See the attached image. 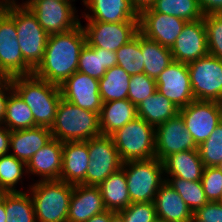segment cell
<instances>
[{"label":"cell","instance_id":"1","mask_svg":"<svg viewBox=\"0 0 222 222\" xmlns=\"http://www.w3.org/2000/svg\"><path fill=\"white\" fill-rule=\"evenodd\" d=\"M86 36L80 23L77 27L48 36L44 58L33 74L47 82L60 85L77 71Z\"/></svg>","mask_w":222,"mask_h":222},{"label":"cell","instance_id":"2","mask_svg":"<svg viewBox=\"0 0 222 222\" xmlns=\"http://www.w3.org/2000/svg\"><path fill=\"white\" fill-rule=\"evenodd\" d=\"M13 89L31 109L34 127L51 128L58 104L62 98L60 86L36 77L34 74L10 79Z\"/></svg>","mask_w":222,"mask_h":222},{"label":"cell","instance_id":"3","mask_svg":"<svg viewBox=\"0 0 222 222\" xmlns=\"http://www.w3.org/2000/svg\"><path fill=\"white\" fill-rule=\"evenodd\" d=\"M27 191L33 203L36 222H67L73 184L62 180H35Z\"/></svg>","mask_w":222,"mask_h":222},{"label":"cell","instance_id":"4","mask_svg":"<svg viewBox=\"0 0 222 222\" xmlns=\"http://www.w3.org/2000/svg\"><path fill=\"white\" fill-rule=\"evenodd\" d=\"M50 131L52 137L61 142L88 141L101 135L99 114L61 98Z\"/></svg>","mask_w":222,"mask_h":222},{"label":"cell","instance_id":"5","mask_svg":"<svg viewBox=\"0 0 222 222\" xmlns=\"http://www.w3.org/2000/svg\"><path fill=\"white\" fill-rule=\"evenodd\" d=\"M15 21L17 40L24 61L35 70L44 58L48 34L38 23L35 14L20 2L3 8Z\"/></svg>","mask_w":222,"mask_h":222},{"label":"cell","instance_id":"6","mask_svg":"<svg viewBox=\"0 0 222 222\" xmlns=\"http://www.w3.org/2000/svg\"><path fill=\"white\" fill-rule=\"evenodd\" d=\"M110 136L123 163L156 158L155 127L139 116Z\"/></svg>","mask_w":222,"mask_h":222},{"label":"cell","instance_id":"7","mask_svg":"<svg viewBox=\"0 0 222 222\" xmlns=\"http://www.w3.org/2000/svg\"><path fill=\"white\" fill-rule=\"evenodd\" d=\"M131 203L154 202L165 182L163 162L157 158L132 160L122 164Z\"/></svg>","mask_w":222,"mask_h":222},{"label":"cell","instance_id":"8","mask_svg":"<svg viewBox=\"0 0 222 222\" xmlns=\"http://www.w3.org/2000/svg\"><path fill=\"white\" fill-rule=\"evenodd\" d=\"M74 1L41 0L24 1L22 4L35 14L46 33L52 35L69 31L81 23Z\"/></svg>","mask_w":222,"mask_h":222},{"label":"cell","instance_id":"9","mask_svg":"<svg viewBox=\"0 0 222 222\" xmlns=\"http://www.w3.org/2000/svg\"><path fill=\"white\" fill-rule=\"evenodd\" d=\"M14 19L0 9V76L11 79L33 74L34 70L24 61Z\"/></svg>","mask_w":222,"mask_h":222},{"label":"cell","instance_id":"10","mask_svg":"<svg viewBox=\"0 0 222 222\" xmlns=\"http://www.w3.org/2000/svg\"><path fill=\"white\" fill-rule=\"evenodd\" d=\"M187 66L195 100L222 103V59L208 54Z\"/></svg>","mask_w":222,"mask_h":222},{"label":"cell","instance_id":"11","mask_svg":"<svg viewBox=\"0 0 222 222\" xmlns=\"http://www.w3.org/2000/svg\"><path fill=\"white\" fill-rule=\"evenodd\" d=\"M89 166L86 185L98 186L112 173L122 167L123 162L111 136L99 135L87 141Z\"/></svg>","mask_w":222,"mask_h":222},{"label":"cell","instance_id":"12","mask_svg":"<svg viewBox=\"0 0 222 222\" xmlns=\"http://www.w3.org/2000/svg\"><path fill=\"white\" fill-rule=\"evenodd\" d=\"M184 125L197 146L201 145L215 127L222 122V103L216 101L193 100L179 109Z\"/></svg>","mask_w":222,"mask_h":222},{"label":"cell","instance_id":"13","mask_svg":"<svg viewBox=\"0 0 222 222\" xmlns=\"http://www.w3.org/2000/svg\"><path fill=\"white\" fill-rule=\"evenodd\" d=\"M83 27L86 44L116 52L139 32V20L119 23L87 21Z\"/></svg>","mask_w":222,"mask_h":222},{"label":"cell","instance_id":"14","mask_svg":"<svg viewBox=\"0 0 222 222\" xmlns=\"http://www.w3.org/2000/svg\"><path fill=\"white\" fill-rule=\"evenodd\" d=\"M157 91L178 109L195 100L187 63L173 61L156 79Z\"/></svg>","mask_w":222,"mask_h":222},{"label":"cell","instance_id":"15","mask_svg":"<svg viewBox=\"0 0 222 222\" xmlns=\"http://www.w3.org/2000/svg\"><path fill=\"white\" fill-rule=\"evenodd\" d=\"M155 156L163 161L170 154L198 149L193 137L186 130L184 119L178 113L155 128Z\"/></svg>","mask_w":222,"mask_h":222},{"label":"cell","instance_id":"16","mask_svg":"<svg viewBox=\"0 0 222 222\" xmlns=\"http://www.w3.org/2000/svg\"><path fill=\"white\" fill-rule=\"evenodd\" d=\"M64 100L100 114L102 100L99 92V80L76 71L59 85Z\"/></svg>","mask_w":222,"mask_h":222},{"label":"cell","instance_id":"17","mask_svg":"<svg viewBox=\"0 0 222 222\" xmlns=\"http://www.w3.org/2000/svg\"><path fill=\"white\" fill-rule=\"evenodd\" d=\"M173 60L190 63L209 54L204 20L187 22L170 49Z\"/></svg>","mask_w":222,"mask_h":222},{"label":"cell","instance_id":"18","mask_svg":"<svg viewBox=\"0 0 222 222\" xmlns=\"http://www.w3.org/2000/svg\"><path fill=\"white\" fill-rule=\"evenodd\" d=\"M187 21L162 13H139V32L171 49Z\"/></svg>","mask_w":222,"mask_h":222},{"label":"cell","instance_id":"19","mask_svg":"<svg viewBox=\"0 0 222 222\" xmlns=\"http://www.w3.org/2000/svg\"><path fill=\"white\" fill-rule=\"evenodd\" d=\"M85 10L82 17L86 21L119 23L139 20V13L130 0H82Z\"/></svg>","mask_w":222,"mask_h":222},{"label":"cell","instance_id":"20","mask_svg":"<svg viewBox=\"0 0 222 222\" xmlns=\"http://www.w3.org/2000/svg\"><path fill=\"white\" fill-rule=\"evenodd\" d=\"M106 210L98 186L73 185L67 222H86L91 217Z\"/></svg>","mask_w":222,"mask_h":222},{"label":"cell","instance_id":"21","mask_svg":"<svg viewBox=\"0 0 222 222\" xmlns=\"http://www.w3.org/2000/svg\"><path fill=\"white\" fill-rule=\"evenodd\" d=\"M62 149L63 142L53 138L26 164L28 176L40 177L38 180H59L63 161Z\"/></svg>","mask_w":222,"mask_h":222},{"label":"cell","instance_id":"22","mask_svg":"<svg viewBox=\"0 0 222 222\" xmlns=\"http://www.w3.org/2000/svg\"><path fill=\"white\" fill-rule=\"evenodd\" d=\"M62 157L59 180L73 185H86V171L90 162L87 141L63 142Z\"/></svg>","mask_w":222,"mask_h":222},{"label":"cell","instance_id":"23","mask_svg":"<svg viewBox=\"0 0 222 222\" xmlns=\"http://www.w3.org/2000/svg\"><path fill=\"white\" fill-rule=\"evenodd\" d=\"M52 139L50 128L42 126L11 131L9 153L27 164Z\"/></svg>","mask_w":222,"mask_h":222},{"label":"cell","instance_id":"24","mask_svg":"<svg viewBox=\"0 0 222 222\" xmlns=\"http://www.w3.org/2000/svg\"><path fill=\"white\" fill-rule=\"evenodd\" d=\"M162 162L164 177H177L186 181H200L205 168L198 149L170 154Z\"/></svg>","mask_w":222,"mask_h":222},{"label":"cell","instance_id":"25","mask_svg":"<svg viewBox=\"0 0 222 222\" xmlns=\"http://www.w3.org/2000/svg\"><path fill=\"white\" fill-rule=\"evenodd\" d=\"M156 215L162 222H189L193 212L180 195L165 181L154 200Z\"/></svg>","mask_w":222,"mask_h":222},{"label":"cell","instance_id":"26","mask_svg":"<svg viewBox=\"0 0 222 222\" xmlns=\"http://www.w3.org/2000/svg\"><path fill=\"white\" fill-rule=\"evenodd\" d=\"M137 116V106L128 99L104 102L99 114L101 134L110 136Z\"/></svg>","mask_w":222,"mask_h":222},{"label":"cell","instance_id":"27","mask_svg":"<svg viewBox=\"0 0 222 222\" xmlns=\"http://www.w3.org/2000/svg\"><path fill=\"white\" fill-rule=\"evenodd\" d=\"M114 66H117L116 52L85 44L79 56L77 71L100 80Z\"/></svg>","mask_w":222,"mask_h":222},{"label":"cell","instance_id":"28","mask_svg":"<svg viewBox=\"0 0 222 222\" xmlns=\"http://www.w3.org/2000/svg\"><path fill=\"white\" fill-rule=\"evenodd\" d=\"M98 187L108 211L120 212L131 203L126 175L122 167L112 173Z\"/></svg>","mask_w":222,"mask_h":222},{"label":"cell","instance_id":"29","mask_svg":"<svg viewBox=\"0 0 222 222\" xmlns=\"http://www.w3.org/2000/svg\"><path fill=\"white\" fill-rule=\"evenodd\" d=\"M138 116L153 127L175 117L179 109L164 95L156 91L137 106Z\"/></svg>","mask_w":222,"mask_h":222},{"label":"cell","instance_id":"30","mask_svg":"<svg viewBox=\"0 0 222 222\" xmlns=\"http://www.w3.org/2000/svg\"><path fill=\"white\" fill-rule=\"evenodd\" d=\"M141 52L144 60V73L156 80L173 62L169 48L141 34Z\"/></svg>","mask_w":222,"mask_h":222},{"label":"cell","instance_id":"31","mask_svg":"<svg viewBox=\"0 0 222 222\" xmlns=\"http://www.w3.org/2000/svg\"><path fill=\"white\" fill-rule=\"evenodd\" d=\"M130 75L121 67L109 68L99 80V92L102 103L128 99Z\"/></svg>","mask_w":222,"mask_h":222},{"label":"cell","instance_id":"32","mask_svg":"<svg viewBox=\"0 0 222 222\" xmlns=\"http://www.w3.org/2000/svg\"><path fill=\"white\" fill-rule=\"evenodd\" d=\"M140 13H162L182 18L187 22L204 17L198 0H155L150 8Z\"/></svg>","mask_w":222,"mask_h":222},{"label":"cell","instance_id":"33","mask_svg":"<svg viewBox=\"0 0 222 222\" xmlns=\"http://www.w3.org/2000/svg\"><path fill=\"white\" fill-rule=\"evenodd\" d=\"M2 124L10 131L34 127L31 109L14 89L8 96Z\"/></svg>","mask_w":222,"mask_h":222},{"label":"cell","instance_id":"34","mask_svg":"<svg viewBox=\"0 0 222 222\" xmlns=\"http://www.w3.org/2000/svg\"><path fill=\"white\" fill-rule=\"evenodd\" d=\"M6 222H36L34 203L28 191L5 194Z\"/></svg>","mask_w":222,"mask_h":222},{"label":"cell","instance_id":"35","mask_svg":"<svg viewBox=\"0 0 222 222\" xmlns=\"http://www.w3.org/2000/svg\"><path fill=\"white\" fill-rule=\"evenodd\" d=\"M27 174L26 163L10 153L0 156V188L6 192H23L16 189L17 184H23V176Z\"/></svg>","mask_w":222,"mask_h":222},{"label":"cell","instance_id":"36","mask_svg":"<svg viewBox=\"0 0 222 222\" xmlns=\"http://www.w3.org/2000/svg\"><path fill=\"white\" fill-rule=\"evenodd\" d=\"M165 181L180 195L193 213L209 202L201 181H186L177 177H165Z\"/></svg>","mask_w":222,"mask_h":222},{"label":"cell","instance_id":"37","mask_svg":"<svg viewBox=\"0 0 222 222\" xmlns=\"http://www.w3.org/2000/svg\"><path fill=\"white\" fill-rule=\"evenodd\" d=\"M117 66L123 68L130 76L144 73V60L141 52V33L117 51Z\"/></svg>","mask_w":222,"mask_h":222},{"label":"cell","instance_id":"38","mask_svg":"<svg viewBox=\"0 0 222 222\" xmlns=\"http://www.w3.org/2000/svg\"><path fill=\"white\" fill-rule=\"evenodd\" d=\"M205 167H218L222 163V122L201 145L198 146Z\"/></svg>","mask_w":222,"mask_h":222},{"label":"cell","instance_id":"39","mask_svg":"<svg viewBox=\"0 0 222 222\" xmlns=\"http://www.w3.org/2000/svg\"><path fill=\"white\" fill-rule=\"evenodd\" d=\"M157 91L156 80L145 73L135 74L130 77L128 100L138 106L143 100Z\"/></svg>","mask_w":222,"mask_h":222},{"label":"cell","instance_id":"40","mask_svg":"<svg viewBox=\"0 0 222 222\" xmlns=\"http://www.w3.org/2000/svg\"><path fill=\"white\" fill-rule=\"evenodd\" d=\"M208 43V52L222 59V13L208 14L203 17Z\"/></svg>","mask_w":222,"mask_h":222},{"label":"cell","instance_id":"41","mask_svg":"<svg viewBox=\"0 0 222 222\" xmlns=\"http://www.w3.org/2000/svg\"><path fill=\"white\" fill-rule=\"evenodd\" d=\"M200 181L207 200L219 202L222 194V170L219 167H205Z\"/></svg>","mask_w":222,"mask_h":222},{"label":"cell","instance_id":"42","mask_svg":"<svg viewBox=\"0 0 222 222\" xmlns=\"http://www.w3.org/2000/svg\"><path fill=\"white\" fill-rule=\"evenodd\" d=\"M119 213L125 222H154L158 219L154 202L130 203Z\"/></svg>","mask_w":222,"mask_h":222},{"label":"cell","instance_id":"43","mask_svg":"<svg viewBox=\"0 0 222 222\" xmlns=\"http://www.w3.org/2000/svg\"><path fill=\"white\" fill-rule=\"evenodd\" d=\"M194 214L205 222H222V204L219 202H208Z\"/></svg>","mask_w":222,"mask_h":222},{"label":"cell","instance_id":"44","mask_svg":"<svg viewBox=\"0 0 222 222\" xmlns=\"http://www.w3.org/2000/svg\"><path fill=\"white\" fill-rule=\"evenodd\" d=\"M13 90L10 79H2L0 81V124L3 122V118L6 110V103L10 92Z\"/></svg>","mask_w":222,"mask_h":222},{"label":"cell","instance_id":"45","mask_svg":"<svg viewBox=\"0 0 222 222\" xmlns=\"http://www.w3.org/2000/svg\"><path fill=\"white\" fill-rule=\"evenodd\" d=\"M203 15L221 14L222 0H198Z\"/></svg>","mask_w":222,"mask_h":222},{"label":"cell","instance_id":"46","mask_svg":"<svg viewBox=\"0 0 222 222\" xmlns=\"http://www.w3.org/2000/svg\"><path fill=\"white\" fill-rule=\"evenodd\" d=\"M11 131L0 124V156L9 153Z\"/></svg>","mask_w":222,"mask_h":222},{"label":"cell","instance_id":"47","mask_svg":"<svg viewBox=\"0 0 222 222\" xmlns=\"http://www.w3.org/2000/svg\"><path fill=\"white\" fill-rule=\"evenodd\" d=\"M133 7L140 13L142 10L150 8L155 0H130Z\"/></svg>","mask_w":222,"mask_h":222},{"label":"cell","instance_id":"48","mask_svg":"<svg viewBox=\"0 0 222 222\" xmlns=\"http://www.w3.org/2000/svg\"><path fill=\"white\" fill-rule=\"evenodd\" d=\"M86 222H110V211L106 210L91 217Z\"/></svg>","mask_w":222,"mask_h":222},{"label":"cell","instance_id":"49","mask_svg":"<svg viewBox=\"0 0 222 222\" xmlns=\"http://www.w3.org/2000/svg\"><path fill=\"white\" fill-rule=\"evenodd\" d=\"M110 222H125V220L119 212L110 211Z\"/></svg>","mask_w":222,"mask_h":222},{"label":"cell","instance_id":"50","mask_svg":"<svg viewBox=\"0 0 222 222\" xmlns=\"http://www.w3.org/2000/svg\"><path fill=\"white\" fill-rule=\"evenodd\" d=\"M0 222H6L5 195L0 202Z\"/></svg>","mask_w":222,"mask_h":222},{"label":"cell","instance_id":"51","mask_svg":"<svg viewBox=\"0 0 222 222\" xmlns=\"http://www.w3.org/2000/svg\"><path fill=\"white\" fill-rule=\"evenodd\" d=\"M10 3H11L10 0H0V9L4 8L5 6H7Z\"/></svg>","mask_w":222,"mask_h":222},{"label":"cell","instance_id":"52","mask_svg":"<svg viewBox=\"0 0 222 222\" xmlns=\"http://www.w3.org/2000/svg\"><path fill=\"white\" fill-rule=\"evenodd\" d=\"M189 222H205V221L200 220V219L193 213V215H192V217H191V219H190Z\"/></svg>","mask_w":222,"mask_h":222},{"label":"cell","instance_id":"53","mask_svg":"<svg viewBox=\"0 0 222 222\" xmlns=\"http://www.w3.org/2000/svg\"><path fill=\"white\" fill-rule=\"evenodd\" d=\"M6 193L7 192L4 189L0 188V202L2 201V199Z\"/></svg>","mask_w":222,"mask_h":222},{"label":"cell","instance_id":"54","mask_svg":"<svg viewBox=\"0 0 222 222\" xmlns=\"http://www.w3.org/2000/svg\"><path fill=\"white\" fill-rule=\"evenodd\" d=\"M219 203L222 204V194H221V197H220Z\"/></svg>","mask_w":222,"mask_h":222},{"label":"cell","instance_id":"55","mask_svg":"<svg viewBox=\"0 0 222 222\" xmlns=\"http://www.w3.org/2000/svg\"><path fill=\"white\" fill-rule=\"evenodd\" d=\"M218 167L222 170V163Z\"/></svg>","mask_w":222,"mask_h":222}]
</instances>
